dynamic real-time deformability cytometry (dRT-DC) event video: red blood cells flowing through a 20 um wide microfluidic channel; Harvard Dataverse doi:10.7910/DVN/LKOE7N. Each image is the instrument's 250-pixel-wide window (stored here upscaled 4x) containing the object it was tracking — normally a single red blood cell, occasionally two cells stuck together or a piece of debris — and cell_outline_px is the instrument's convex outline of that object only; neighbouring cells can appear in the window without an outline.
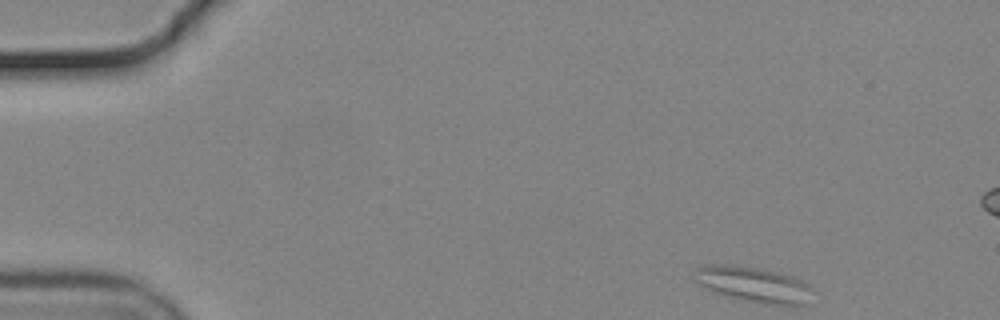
{"species": "common noctule bat (a hibernating species)", "species_latin": "Nyctalus noctula", "temperature_condition": "cold", "stored_images_in_passage": 52, "camera_frame_rate_fps": 3000, "um_per_image_px": 0.085, "animal": {"sex": "male", "body_mass_g": 19.2, "forearm_length_mm": 51.8}, "frame": {"image": 1, "passage_image": 1, "time_ms": 0.0, "image_size_px": [1000, 320], "cell_outline_px": [[812, 288], [804, 304], [772, 304], [732, 296], [708, 288], [700, 284], [696, 280], [692, 272], [696, 268], [704, 264], [724, 264], [756, 268], [792, 276], [808, 284]], "centroid_in_image_um": [64.0, 24.13], "position_along_channel_um": 21.0, "area_um2": 23.18}}
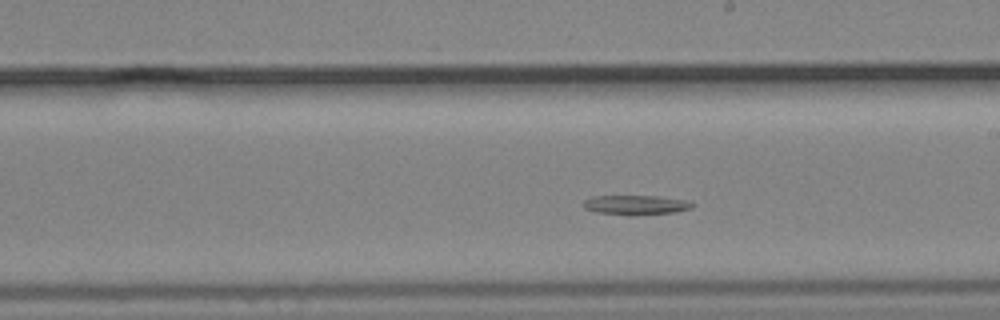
{"frame": {"image": 2, "passage_image": 27, "time_ms": 8.667, "image_size_px": [1000, 320], "cell_outline_px": [[692, 208], [676, 212], [632, 216], [628, 216], [596, 212], [584, 208], [584, 200], [592, 196], [656, 196], [688, 200], [692, 204]], "centroid_in_image_um": [54.03, 17.43], "position_along_channel_um": 235.0, "area_um2": 12.54}}
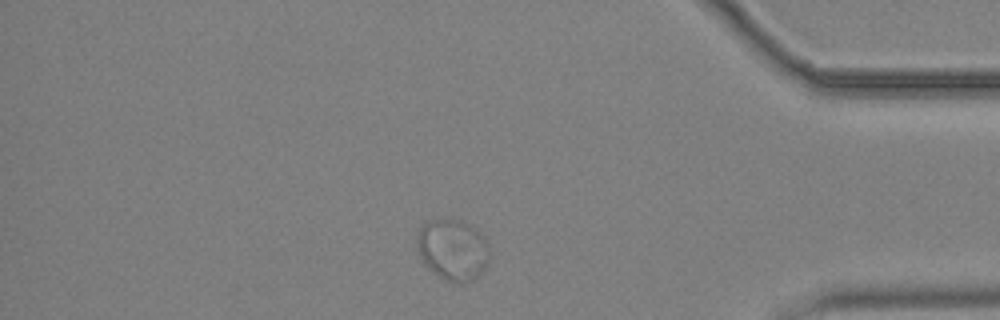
{"frame": {"image": 3, "passage_image": 43, "time_ms": 14.0, "image_size_px": [1000, 320], "cell_outline_px": [[488, 260], [484, 268], [472, 280], [460, 284], [448, 280], [432, 272], [428, 268], [420, 256], [416, 244], [420, 228], [424, 224], [432, 220], [460, 220], [468, 224], [480, 232], [488, 244]], "centroid_in_image_um": [38.48, 21.23], "position_along_channel_um": 396.7, "area_um2": 25.32}}